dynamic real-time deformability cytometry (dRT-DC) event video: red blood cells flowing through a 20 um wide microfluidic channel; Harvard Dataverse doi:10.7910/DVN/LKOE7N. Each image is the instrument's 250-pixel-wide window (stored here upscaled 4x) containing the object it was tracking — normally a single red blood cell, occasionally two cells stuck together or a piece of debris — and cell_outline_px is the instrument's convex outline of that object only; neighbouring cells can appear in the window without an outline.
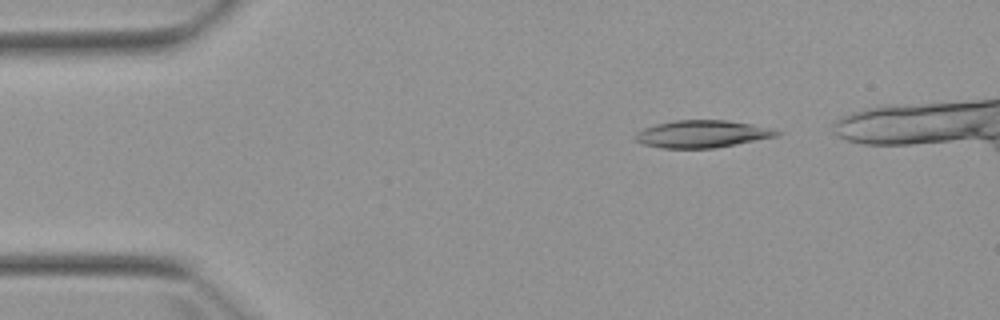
{"species": "Egyptian fruit bat (a non-hibernating species)", "species_latin": "Rousettus aegyptiacus", "temperature_condition": "warm", "stored_images_in_passage": 3, "camera_frame_rate_fps": 3000, "um_per_image_px": 0.085, "animal": {"sex": "female"}, "frame": {"image": 1, "passage_image": 1, "time_ms": 0.0, "image_size_px": [1000, 320], "cell_outline_px": [[784, 132], [776, 136], [716, 148], [660, 148], [640, 144], [636, 140], [636, 132], [644, 128], [656, 124], [676, 120], [728, 120], [752, 124]], "centroid_in_image_um": [59.66, 11.39], "position_along_channel_um": 25.3, "area_um2": 22.48}}
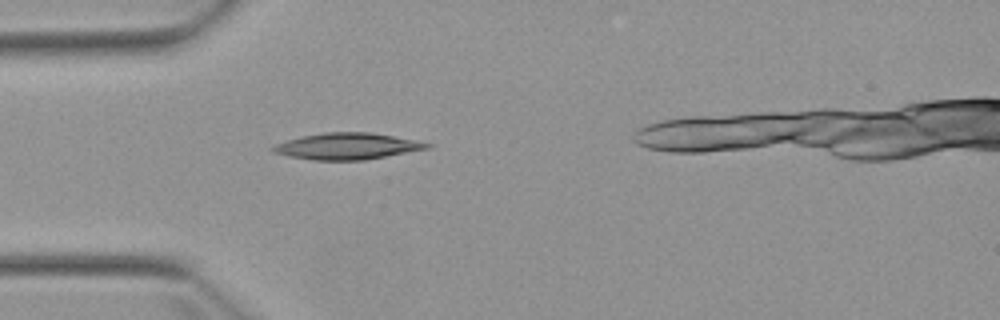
{"frame": {"image": 2, "passage_image": 3, "time_ms": 2.333, "image_size_px": [1000, 320], "cell_outline_px": [[432, 144], [428, 148], [364, 160], [312, 160], [288, 156], [272, 152], [268, 148], [276, 144], [288, 140], [304, 136], [324, 132], [368, 132], [392, 136]], "centroid_in_image_um": [29.42, 12.43], "position_along_channel_um": 55.6, "area_um2": 23.35}}